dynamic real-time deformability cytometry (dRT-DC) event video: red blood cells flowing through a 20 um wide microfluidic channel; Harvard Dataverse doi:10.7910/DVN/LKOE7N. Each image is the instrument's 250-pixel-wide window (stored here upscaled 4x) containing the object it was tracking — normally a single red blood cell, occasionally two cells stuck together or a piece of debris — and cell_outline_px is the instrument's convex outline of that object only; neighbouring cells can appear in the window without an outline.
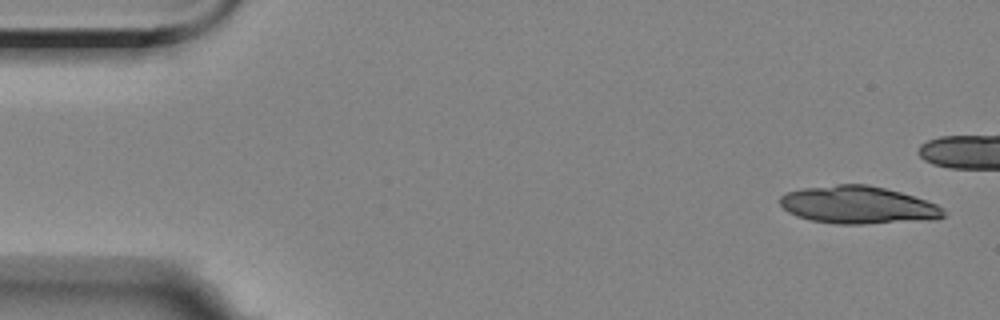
{"species": "Egyptian fruit bat (a non-hibernating species)", "species_latin": "Rousettus aegyptiacus", "temperature_condition": "room temperature", "stored_images_in_passage": 5, "camera_frame_rate_fps": 3000, "um_per_image_px": 0.085, "animal": {"sex": "female"}, "frame": {"image": 1, "passage_image": 5, "time_ms": 5.333, "image_size_px": [1000, 320], "cell_outline_px": [[948, 212], [944, 216], [928, 220], [860, 224], [836, 224], [812, 220], [796, 216], [788, 212], [780, 204], [780, 196], [784, 192], [800, 188], [836, 184], [864, 184], [884, 188], [900, 192], [936, 204], [944, 208]], "centroid_in_image_um": [72.9, 17.42], "position_along_channel_um": 12.1, "area_um2": 35.89}}